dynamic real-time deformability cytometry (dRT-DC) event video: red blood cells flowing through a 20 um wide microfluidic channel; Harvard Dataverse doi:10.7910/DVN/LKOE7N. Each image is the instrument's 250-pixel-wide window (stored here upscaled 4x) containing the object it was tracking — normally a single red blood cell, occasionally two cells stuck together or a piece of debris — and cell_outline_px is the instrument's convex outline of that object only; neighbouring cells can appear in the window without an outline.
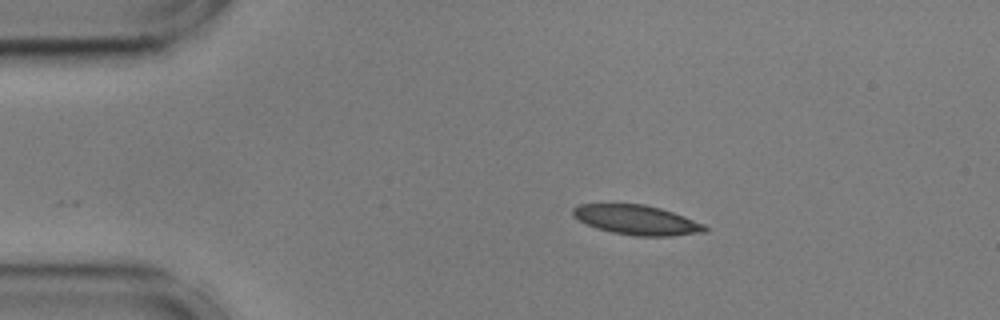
{"species": "common noctule bat (a hibernating species)", "species_latin": "Nyctalus noctula", "temperature_condition": "cold", "stored_images_in_passage": 46, "camera_frame_rate_fps": 3000, "um_per_image_px": 0.085, "animal": {"sex": "male", "body_mass_g": 17.9, "forearm_length_mm": 54.2}, "frame": {"image": 1, "passage_image": 1, "time_ms": 0.0, "image_size_px": [1000, 320], "cell_outline_px": [[708, 232], [672, 236], [636, 236], [612, 232], [596, 228], [572, 216], [572, 208], [576, 204], [644, 204], [660, 208], [684, 216], [704, 224], [708, 228]], "centroid_in_image_um": [54.13, 18.7], "position_along_channel_um": 30.9, "area_um2": 22.83}}
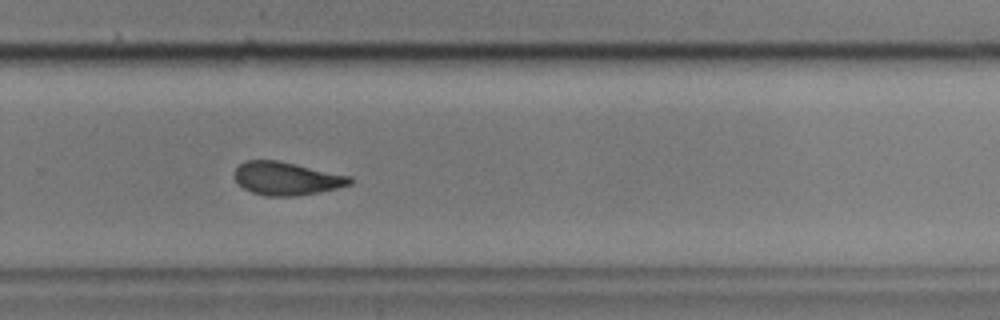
{"frame": {"image": 2, "passage_image": 28, "time_ms": 9.0, "image_size_px": [1000, 320], "cell_outline_px": [[352, 184], [320, 192], [296, 196], [264, 196], [252, 192], [244, 188], [236, 180], [236, 168], [244, 160], [276, 160], [296, 164], [352, 176]], "centroid_in_image_um": [24.38, 15.17], "position_along_channel_um": 305.4, "area_um2": 22.2}}
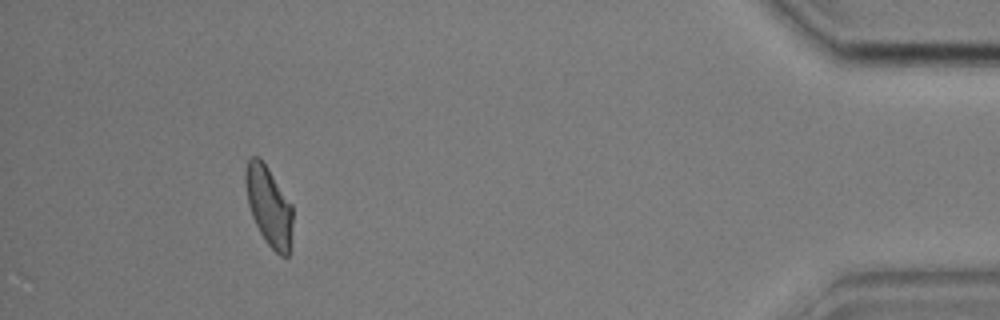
{"frame": {"image": 3, "passage_image": 42, "time_ms": 13.667, "image_size_px": [1000, 320], "cell_outline_px": [[292, 224], [288, 256], [280, 256], [264, 240], [252, 216], [248, 204], [244, 180], [244, 172], [248, 160], [252, 156], [260, 156], [292, 204]], "centroid_in_image_um": [22.83, 17.48], "position_along_channel_um": 412.4, "area_um2": 21.79}, "authors_computed_cell_mechanics": {"area_um2": 22.7443, "velocity_mm_per_s": 3.5706, "shape_relaxation_time_tau1_ms": 6.6039, "shape_relaxation_time_tau2_ms": 4.6422, "deformation_change_tau1": 0.1541, "deformation_change_tau2": 0.0943}}